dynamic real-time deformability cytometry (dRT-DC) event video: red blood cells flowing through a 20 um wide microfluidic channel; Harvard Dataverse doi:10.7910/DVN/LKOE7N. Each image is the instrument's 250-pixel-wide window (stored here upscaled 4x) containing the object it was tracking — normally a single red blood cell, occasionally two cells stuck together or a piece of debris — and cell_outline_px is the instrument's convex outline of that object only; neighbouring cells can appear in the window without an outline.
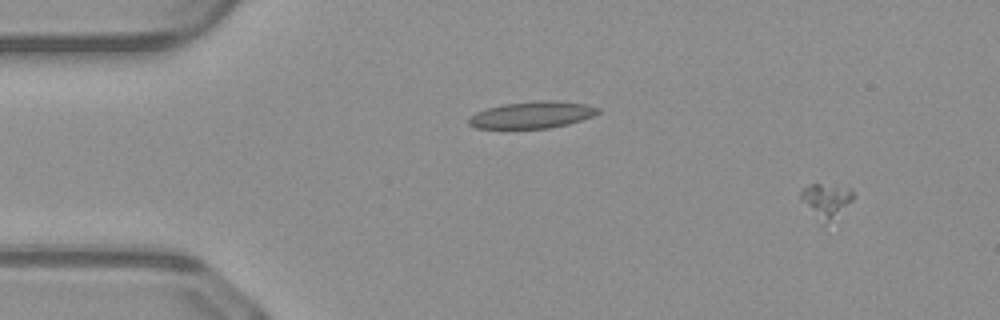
{"species": "common noctule bat (a hibernating species)", "species_latin": "Nyctalus noctula", "temperature_condition": "warm", "stored_images_in_passage": 8, "camera_frame_rate_fps": 3000, "um_per_image_px": 0.085, "animal": {"sex": "male", "body_mass_g": 23.1, "forearm_length_mm": 52.7}, "frame": {"image": 1, "passage_image": 1, "time_ms": 0.0, "image_size_px": [1000, 320], "cell_outline_px": [[852, 200], [824, 224], [820, 224], [800, 200], [800, 192], [804, 188], [812, 184], [820, 184], [852, 188]], "centroid_in_image_um": [70.15, 17.04], "position_along_channel_um": 14.9, "area_um2": 10.12}}